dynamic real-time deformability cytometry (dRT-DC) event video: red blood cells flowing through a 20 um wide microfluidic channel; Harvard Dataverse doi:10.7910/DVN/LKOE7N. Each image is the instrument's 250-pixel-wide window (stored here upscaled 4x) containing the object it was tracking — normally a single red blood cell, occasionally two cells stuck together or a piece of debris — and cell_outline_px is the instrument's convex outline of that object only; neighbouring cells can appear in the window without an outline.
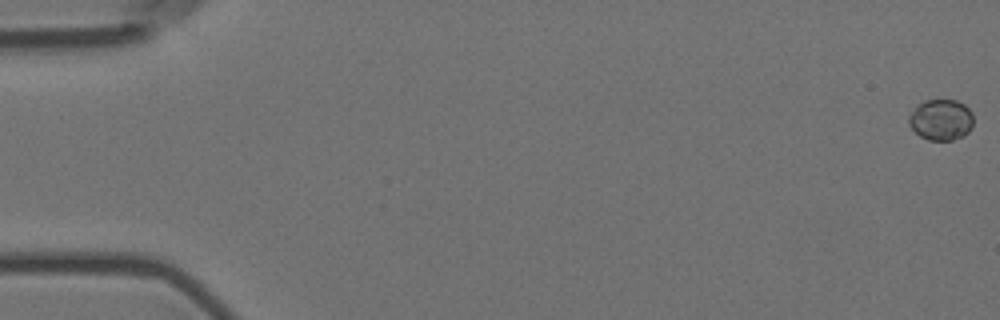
{"species": "Egyptian fruit bat (a non-hibernating species)", "species_latin": "Rousettus aegyptiacus", "temperature_condition": "room temperature", "stored_images_in_passage": 58, "camera_frame_rate_fps": 3000, "um_per_image_px": 0.085, "animal": {"sex": "female"}, "frame": {"image": 1, "passage_image": 1, "time_ms": 0.0, "image_size_px": [1000, 320], "cell_outline_px": [[972, 128], [964, 136], [952, 140], [928, 140], [920, 136], [908, 124], [908, 116], [916, 104], [924, 100], [956, 100], [964, 104], [972, 112]], "centroid_in_image_um": [79.97, 10.17], "position_along_channel_um": 5.0, "area_um2": 15.61}}
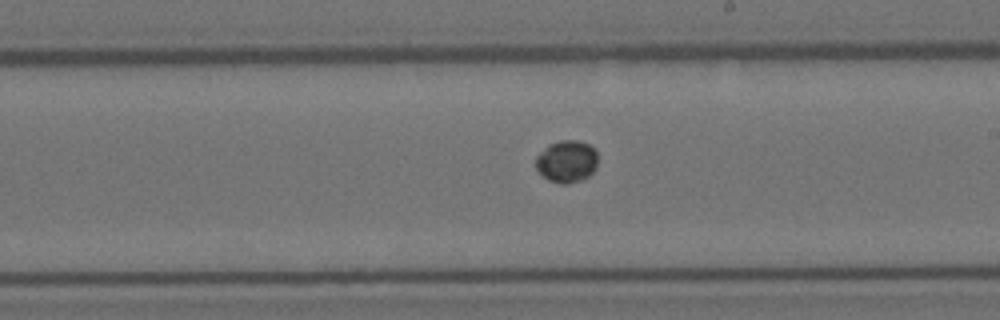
{"frame": {"image": 2, "passage_image": 34, "time_ms": 11.0, "image_size_px": [1000, 320], "cell_outline_px": [[596, 168], [588, 176], [580, 180], [568, 184], [560, 184], [548, 180], [536, 168], [536, 156], [548, 144], [560, 140], [580, 140], [588, 144], [596, 152]], "centroid_in_image_um": [48.15, 13.71], "position_along_channel_um": 240.8, "area_um2": 15.2}}
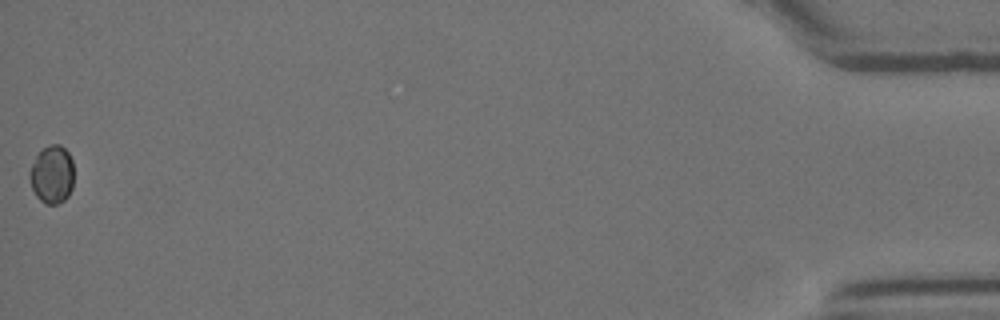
{"frame": {"image": 3, "passage_image": 58, "time_ms": 19.0, "image_size_px": [1000, 320], "cell_outline_px": [[72, 188], [68, 196], [64, 200], [56, 204], [44, 204], [36, 196], [32, 188], [28, 176], [28, 172], [36, 156], [48, 144], [60, 144], [68, 152], [72, 160]], "centroid_in_image_um": [4.4, 14.83], "position_along_channel_um": 430.8, "area_um2": 14.97}}